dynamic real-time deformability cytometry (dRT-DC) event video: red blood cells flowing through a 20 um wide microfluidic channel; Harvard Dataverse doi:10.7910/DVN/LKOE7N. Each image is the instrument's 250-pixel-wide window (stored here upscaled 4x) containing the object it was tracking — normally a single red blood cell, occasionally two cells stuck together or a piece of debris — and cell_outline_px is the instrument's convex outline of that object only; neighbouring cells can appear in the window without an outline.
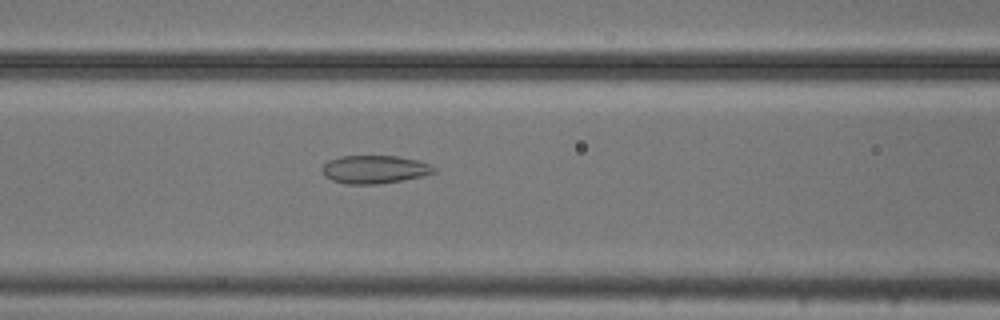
{"species": "common noctule bat (a hibernating species)", "species_latin": "Nyctalus noctula", "temperature_condition": "cold", "stored_images_in_passage": 36, "camera_frame_rate_fps": 3000, "um_per_image_px": 0.085, "animal": {"sex": "male", "body_mass_g": 20.5, "forearm_length_mm": 52.5}, "frame": {"image": 1, "passage_image": 11, "time_ms": 3.333, "image_size_px": [1000, 320], "cell_outline_px": [[436, 172], [424, 176], [404, 180], [376, 184], [344, 184], [332, 180], [324, 176], [320, 168], [328, 160], [340, 156], [396, 156], [416, 160], [428, 164], [436, 168]], "centroid_in_image_um": [31.81, 14.4], "position_along_channel_um": 134.8, "area_um2": 18.44}}
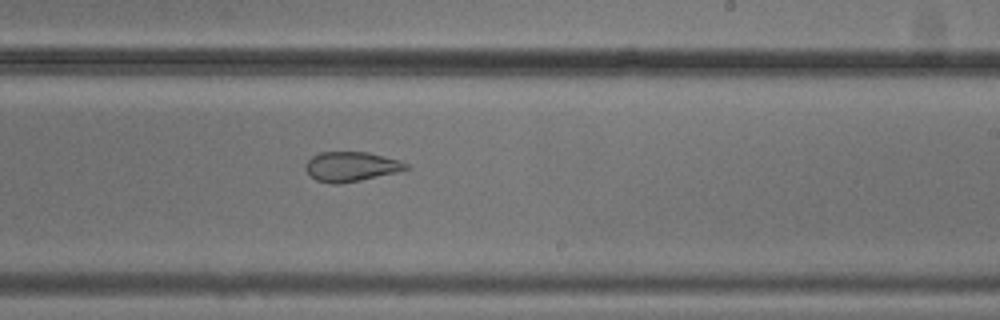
{"frame": {"image": 2, "passage_image": 21, "time_ms": 6.667, "image_size_px": [1000, 320], "cell_outline_px": [[408, 168], [396, 172], [360, 180], [336, 184], [332, 184], [316, 180], [304, 168], [304, 164], [312, 156], [320, 152], [368, 152], [400, 160], [408, 164]], "centroid_in_image_um": [29.82, 14.15], "position_along_channel_um": 259.2, "area_um2": 17.22}}
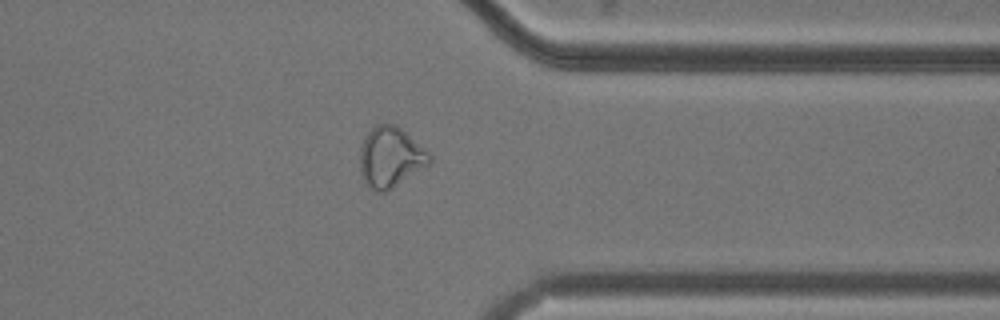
{"frame": {"image": 3, "passage_image": 31, "time_ms": 10.0, "image_size_px": [1000, 320], "cell_outline_px": [[432, 164], [388, 192], [376, 192], [364, 180], [360, 172], [360, 148], [364, 136], [376, 124], [396, 124], [428, 152], [432, 156]], "centroid_in_image_um": [33.21, 13.39], "position_along_channel_um": 378.2, "area_um2": 24.8}, "authors_computed_cell_mechanics": {"area_um2": 19.2185, "velocity_mm_per_s": 3.7379, "shape_relaxation_time_tau1_ms": null, "shape_relaxation_time_tau2_ms": 1.9832, "deformation_change_tau1": null, "deformation_change_tau2": 0.0711}}